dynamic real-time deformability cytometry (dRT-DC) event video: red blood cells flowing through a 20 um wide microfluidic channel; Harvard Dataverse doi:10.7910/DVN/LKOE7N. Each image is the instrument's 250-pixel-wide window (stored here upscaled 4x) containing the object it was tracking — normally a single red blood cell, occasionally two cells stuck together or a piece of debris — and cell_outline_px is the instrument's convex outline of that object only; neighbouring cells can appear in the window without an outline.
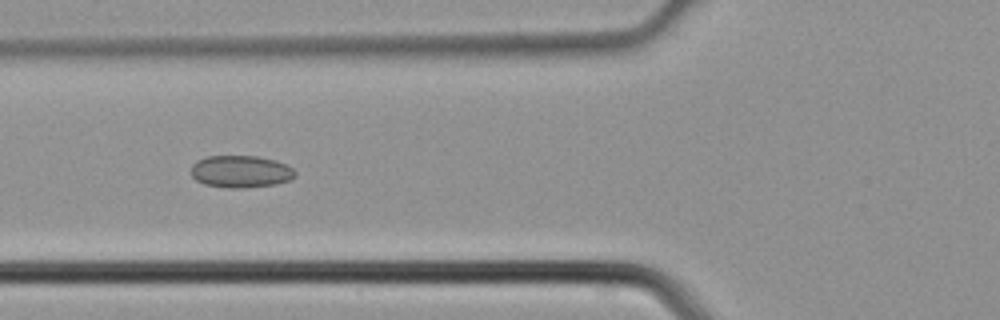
{"species": "common noctule bat (a hibernating species)", "species_latin": "Nyctalus noctula", "temperature_condition": "cold", "stored_images_in_passage": 5, "camera_frame_rate_fps": 3000, "um_per_image_px": 0.085, "animal": {"sex": "male", "body_mass_g": 21.5, "forearm_length_mm": 52.0}, "frame": {"image": 1, "passage_image": 5, "time_ms": 1.333, "image_size_px": [1000, 320], "cell_outline_px": [[296, 176], [292, 180], [276, 184], [244, 188], [232, 188], [204, 184], [196, 180], [192, 176], [192, 164], [196, 160], [208, 156], [256, 156], [276, 160], [292, 168], [296, 172]], "centroid_in_image_um": [20.48, 14.58], "position_along_channel_um": 105.3, "area_um2": 19.59}}